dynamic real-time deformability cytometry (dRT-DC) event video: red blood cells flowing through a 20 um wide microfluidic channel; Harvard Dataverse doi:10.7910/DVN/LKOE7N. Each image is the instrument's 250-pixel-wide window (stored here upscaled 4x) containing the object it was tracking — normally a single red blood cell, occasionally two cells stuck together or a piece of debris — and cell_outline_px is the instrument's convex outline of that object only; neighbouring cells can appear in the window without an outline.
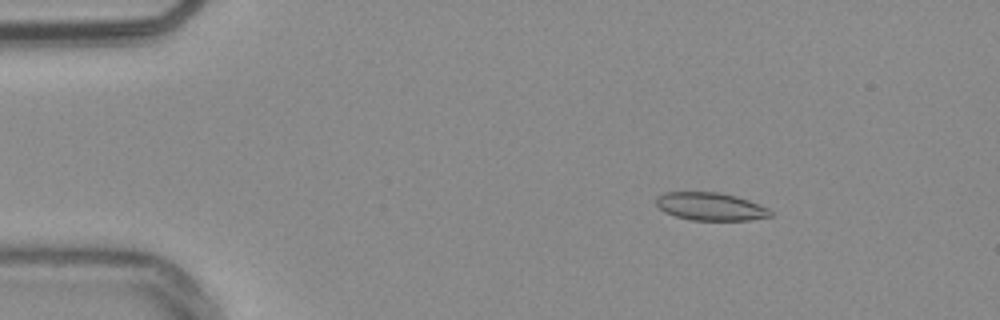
{"species": "common noctule bat (a hibernating species)", "species_latin": "Nyctalus noctula", "temperature_condition": "warm", "stored_images_in_passage": 21, "camera_frame_rate_fps": 3000, "um_per_image_px": 0.085, "animal": {"sex": "male", "body_mass_g": 20.4}, "frame": {"image": 1, "passage_image": 1, "time_ms": 0.0, "image_size_px": [1000, 320], "cell_outline_px": [[772, 216], [748, 220], [692, 220], [676, 216], [664, 212], [656, 204], [656, 196], [664, 192], [720, 192], [736, 196], [748, 200], [768, 208], [772, 212]], "centroid_in_image_um": [60.38, 17.55], "position_along_channel_um": 24.6, "area_um2": 18.55}}